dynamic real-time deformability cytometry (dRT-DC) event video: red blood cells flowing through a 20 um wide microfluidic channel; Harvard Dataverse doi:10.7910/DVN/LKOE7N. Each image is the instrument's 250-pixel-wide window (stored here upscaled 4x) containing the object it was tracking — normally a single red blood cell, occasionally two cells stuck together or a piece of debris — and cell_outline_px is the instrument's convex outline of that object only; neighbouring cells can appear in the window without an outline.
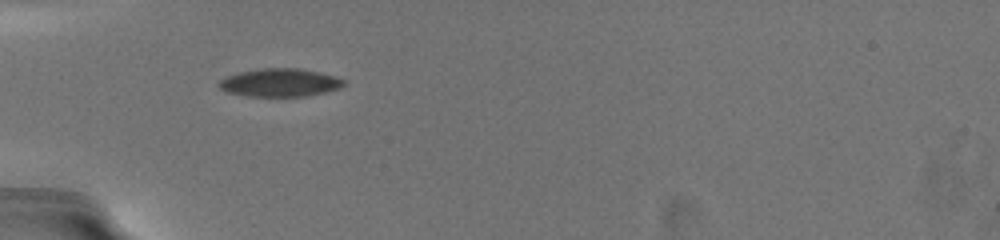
{"species": "common noctule bat (a hibernating species)", "species_latin": "Nyctalus noctula", "temperature_condition": "warm", "stored_images_in_passage": 40, "camera_frame_rate_fps": 3000, "um_per_image_px": 0.085, "animal": {"sex": "female", "body_mass_g": 19.5, "forearm_length_mm": 54.1}, "frame": {"image": 1, "passage_image": 1, "time_ms": 0.0, "image_size_px": [1000, 240], "cell_outline_px": [[344, 84], [340, 88], [324, 92], [304, 96], [248, 96], [228, 92], [220, 88], [216, 84], [220, 80], [236, 72], [260, 68], [300, 68], [332, 76], [344, 80]], "centroid_in_image_um": [23.73, 7.01], "position_along_channel_um": 61.3, "area_um2": 20.23}}
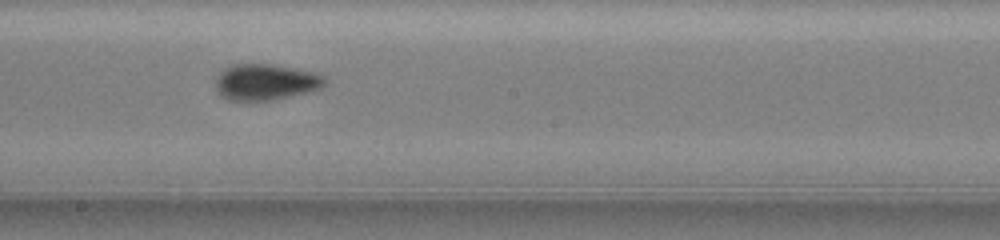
{"frame": {"image": 2, "passage_image": 12, "time_ms": 4.667, "image_size_px": [1000, 240], "cell_outline_px": [[328, 80], [320, 88], [272, 100], [228, 100], [220, 96], [216, 88], [216, 80], [220, 72], [224, 68], [236, 64], [276, 64], [296, 68], [312, 72], [324, 76]], "centroid_in_image_um": [22.56, 6.96], "position_along_channel_um": 225.6, "area_um2": 22.83}}
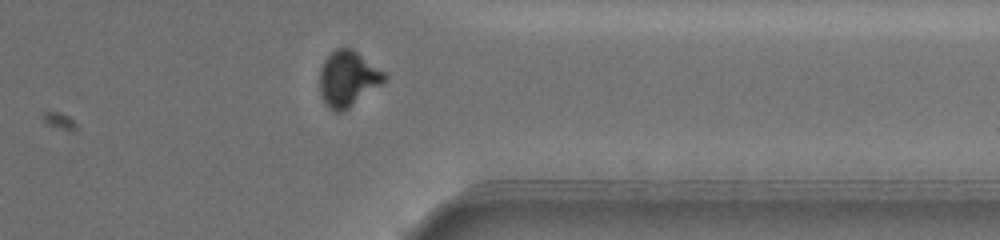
{"frame": {"image": 3, "passage_image": 33, "time_ms": 9.0, "image_size_px": [1000, 240], "cell_outline_px": [[388, 80], [344, 112], [332, 112], [324, 104], [320, 92], [320, 68], [324, 60], [336, 48], [352, 48], [384, 72], [388, 76]], "centroid_in_image_um": [29.58, 6.72], "position_along_channel_um": 381.8, "area_um2": 21.21}, "authors_computed_cell_mechanics": {"area_um2": 22.253, "velocity_mm_per_s": 3.6787, "shape_relaxation_time_tau1_ms": 5.0826, "shape_relaxation_time_tau2_ms": null, "deformation_change_tau1": 0.1562, "deformation_change_tau2": null}}